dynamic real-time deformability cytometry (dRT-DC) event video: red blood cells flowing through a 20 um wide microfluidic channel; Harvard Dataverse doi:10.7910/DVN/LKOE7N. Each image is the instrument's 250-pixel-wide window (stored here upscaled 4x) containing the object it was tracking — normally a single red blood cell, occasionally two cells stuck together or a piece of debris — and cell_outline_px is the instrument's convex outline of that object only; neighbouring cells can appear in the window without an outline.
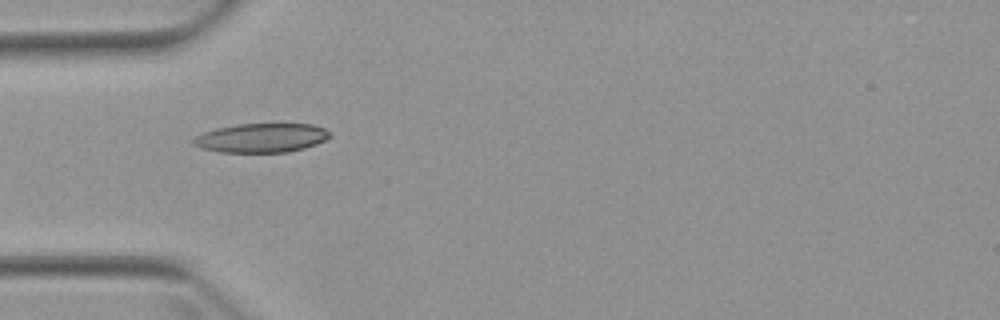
{"species": "Egyptian fruit bat (a non-hibernating species)", "species_latin": "Rousettus aegyptiacus", "temperature_condition": "warm", "stored_images_in_passage": 6, "camera_frame_rate_fps": 3000, "um_per_image_px": 0.085, "animal": {"sex": "female"}, "frame": {"image": 1, "passage_image": 4, "time_ms": 5.0, "image_size_px": [1000, 320], "cell_outline_px": [[332, 136], [316, 144], [304, 148], [288, 152], [220, 152], [200, 148], [192, 144], [188, 140], [204, 132], [216, 128], [236, 124], [312, 124], [324, 128], [332, 132]], "centroid_in_image_um": [22.19, 11.72], "position_along_channel_um": 62.8, "area_um2": 23.35}}
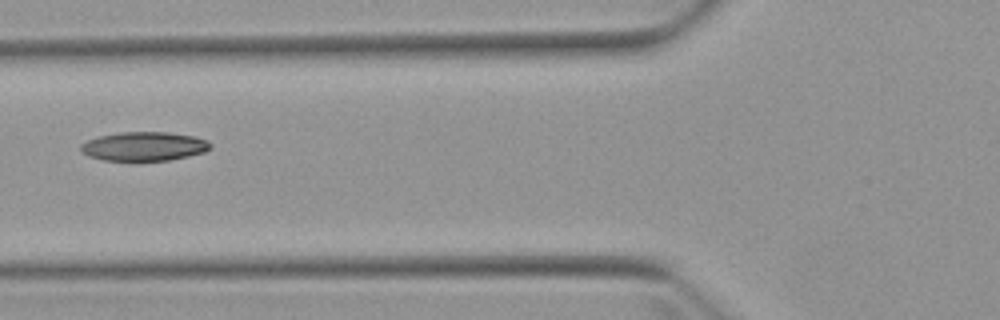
{"frame": {"image": 2, "passage_image": 5, "time_ms": 6.333, "image_size_px": [1000, 320], "cell_outline_px": [[212, 148], [204, 152], [188, 156], [168, 160], [104, 160], [88, 156], [80, 152], [80, 144], [88, 140], [100, 136], [120, 132], [168, 132], [196, 136], [208, 140], [212, 144]], "centroid_in_image_um": [12.27, 12.43], "position_along_channel_um": 113.5, "area_um2": 21.96}}
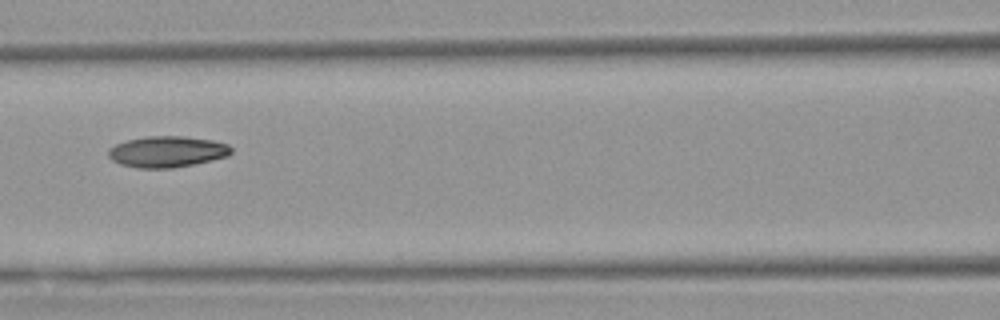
{"frame": {"image": 3, "passage_image": 6, "time_ms": 7.333, "image_size_px": [1000, 320], "cell_outline_px": [[232, 152], [228, 156], [192, 164], [172, 168], [136, 168], [120, 164], [112, 160], [108, 156], [108, 148], [116, 144], [128, 140], [148, 136], [184, 136], [212, 140], [228, 144], [232, 148]], "centroid_in_image_um": [14.19, 12.89], "position_along_channel_um": 152.4, "area_um2": 22.25}}